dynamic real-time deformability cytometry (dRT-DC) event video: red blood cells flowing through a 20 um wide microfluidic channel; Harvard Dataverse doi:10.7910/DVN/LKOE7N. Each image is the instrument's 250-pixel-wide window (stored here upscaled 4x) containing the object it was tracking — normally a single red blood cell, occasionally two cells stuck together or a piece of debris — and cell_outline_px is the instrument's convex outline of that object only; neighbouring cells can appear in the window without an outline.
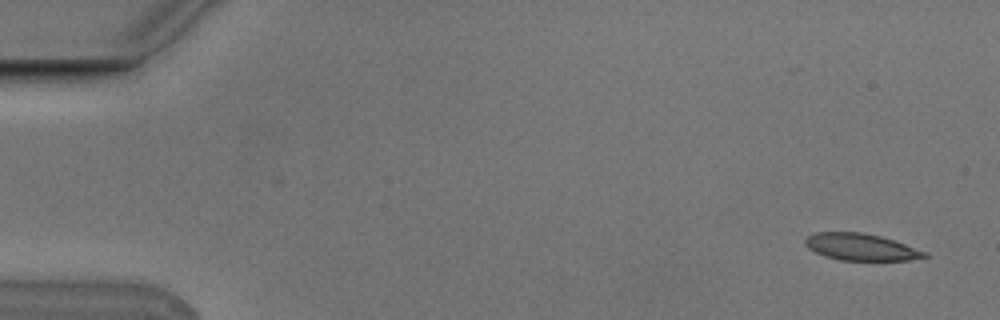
{"species": "Egyptian fruit bat (a non-hibernating species)", "species_latin": "Rousettus aegyptiacus", "temperature_condition": "cold", "stored_images_in_passage": 5, "camera_frame_rate_fps": 3000, "um_per_image_px": 0.085, "animal": {"sex": "male"}, "frame": {"image": 1, "passage_image": 1, "time_ms": 0.0, "image_size_px": [1000, 320], "cell_outline_px": [[928, 256], [908, 260], [840, 260], [824, 256], [808, 248], [804, 244], [804, 240], [808, 236], [816, 232], [860, 232], [880, 236], [928, 252]], "centroid_in_image_um": [73.14, 20.99], "position_along_channel_um": 11.9, "area_um2": 18.5}}